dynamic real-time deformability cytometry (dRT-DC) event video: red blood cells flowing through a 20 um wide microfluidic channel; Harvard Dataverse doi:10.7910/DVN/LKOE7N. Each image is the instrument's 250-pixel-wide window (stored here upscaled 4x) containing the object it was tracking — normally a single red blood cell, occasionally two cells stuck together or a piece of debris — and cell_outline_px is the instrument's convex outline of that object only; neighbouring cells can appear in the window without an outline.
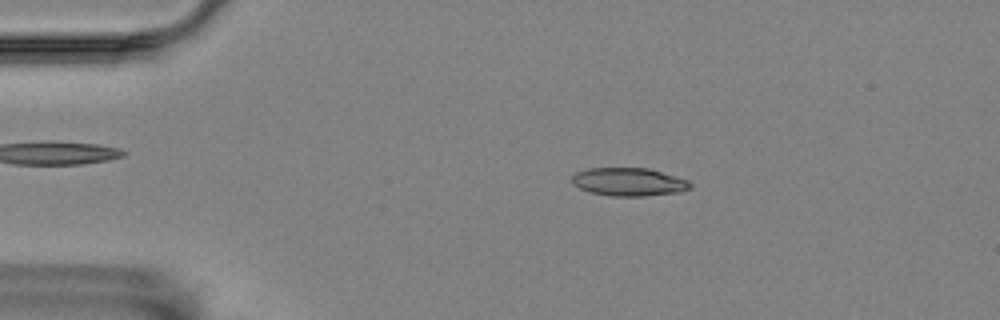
{"species": "Egyptian fruit bat (a non-hibernating species)", "species_latin": "Rousettus aegyptiacus", "temperature_condition": "room temperature", "stored_images_in_passage": 48, "camera_frame_rate_fps": 3000, "um_per_image_px": 0.085, "animal": {"sex": "female"}, "frame": {"image": 1, "passage_image": 3, "time_ms": 0.667, "image_size_px": [1000, 320], "cell_outline_px": [[692, 188], [680, 192], [644, 196], [612, 196], [592, 192], [580, 188], [572, 184], [572, 176], [576, 172], [588, 168], [648, 168], [688, 180], [692, 184]], "centroid_in_image_um": [53.46, 15.46], "position_along_channel_um": 31.5, "area_um2": 19.36}}
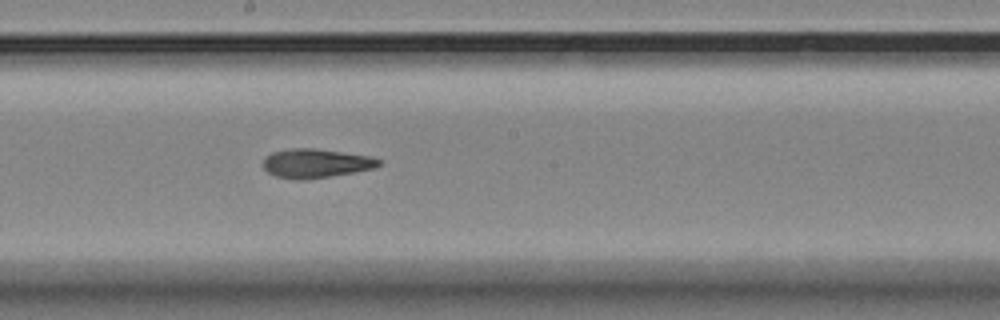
{"frame": {"image": 2, "passage_image": 23, "time_ms": 7.333, "image_size_px": [1000, 320], "cell_outline_px": [[380, 164], [372, 168], [352, 172], [304, 180], [292, 180], [276, 176], [268, 172], [264, 168], [264, 156], [272, 152], [292, 148], [312, 148], [372, 156], [380, 160]], "centroid_in_image_um": [26.8, 13.88], "position_along_channel_um": 221.4, "area_um2": 19.36}}
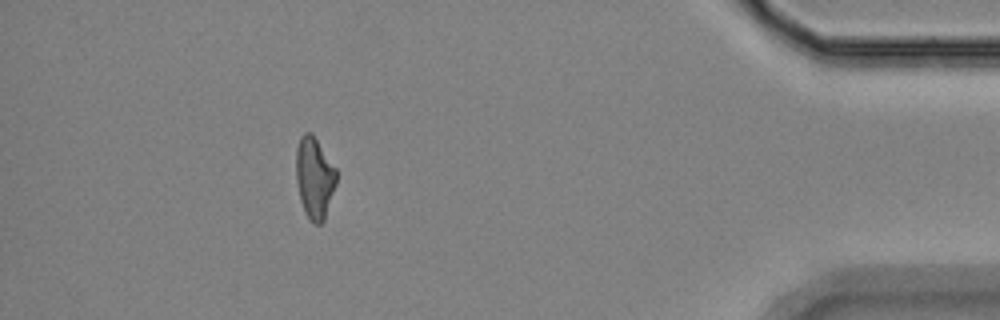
{"frame": {"image": 3, "passage_image": 43, "time_ms": 14.0, "image_size_px": [1000, 320], "cell_outline_px": [[336, 184], [324, 220], [320, 224], [312, 224], [304, 212], [300, 200], [296, 180], [296, 148], [300, 136], [304, 132], [312, 132], [336, 168]], "centroid_in_image_um": [26.71, 15.1], "position_along_channel_um": 408.5, "area_um2": 19.31}, "authors_computed_cell_mechanics": {"area_um2": 19.4208, "velocity_mm_per_s": 3.555, "shape_relaxation_time_tau1_ms": 6.257, "shape_relaxation_time_tau2_ms": 4.9313, "deformation_change_tau1": 0.178, "deformation_change_tau2": 0.1462}}